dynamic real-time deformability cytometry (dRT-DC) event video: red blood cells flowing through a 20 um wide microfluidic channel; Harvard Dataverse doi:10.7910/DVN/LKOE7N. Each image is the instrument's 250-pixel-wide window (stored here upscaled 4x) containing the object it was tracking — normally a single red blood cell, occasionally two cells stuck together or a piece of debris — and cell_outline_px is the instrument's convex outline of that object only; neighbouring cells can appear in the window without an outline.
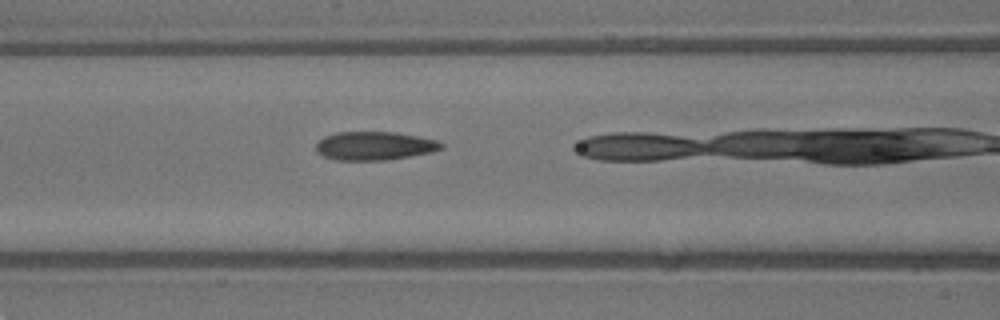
{"species": "common noctule bat (a hibernating species)", "species_latin": "Nyctalus noctula", "temperature_condition": "warm", "stored_images_in_passage": 23, "camera_frame_rate_fps": 3000, "um_per_image_px": 0.085, "animal": {"sex": "male", "body_mass_g": 13.3}, "frame": {"image": 1, "passage_image": 4, "time_ms": 1.0, "image_size_px": [1000, 320], "cell_outline_px": [[444, 148], [432, 152], [384, 160], [336, 160], [324, 156], [316, 152], [316, 144], [324, 136], [336, 132], [392, 132], [416, 136], [436, 140], [444, 144]], "centroid_in_image_um": [31.81, 12.39], "position_along_channel_um": 134.8, "area_um2": 20.69}}
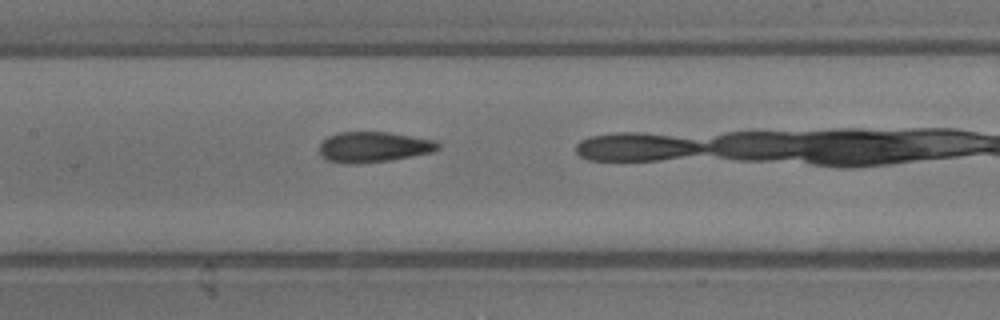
{"frame": {"image": 2, "passage_image": 7, "time_ms": 2.0, "image_size_px": [1000, 320], "cell_outline_px": [[440, 148], [432, 152], [392, 160], [356, 164], [344, 164], [328, 160], [320, 156], [320, 144], [328, 136], [336, 132], [388, 132], [436, 140], [440, 144]], "centroid_in_image_um": [31.75, 12.5], "position_along_channel_um": 175.6, "area_um2": 21.27}}
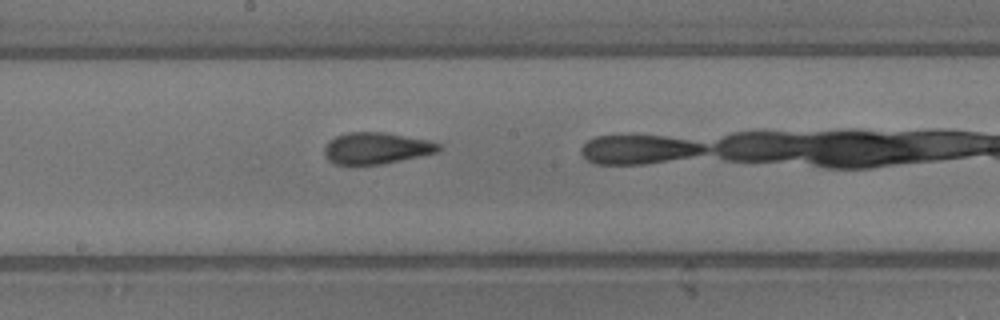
{"frame": {"image": 3, "passage_image": 10, "time_ms": 3.0, "image_size_px": [1000, 320], "cell_outline_px": [[440, 152], [380, 164], [336, 164], [328, 160], [324, 152], [324, 148], [328, 140], [336, 136], [348, 132], [384, 132], [428, 140], [440, 144]], "centroid_in_image_um": [31.98, 12.59], "position_along_channel_um": 216.2, "area_um2": 20.87}, "authors_computed_cell_mechanics": {"area_um2": 20.9814, "velocity_mm_per_s": 4.0649, "shape_relaxation_time_tau1_ms": 5.9922, "shape_relaxation_time_tau2_ms": 0.9719, "deformation_change_tau1": 0.1892, "deformation_change_tau2": 0.0605}}